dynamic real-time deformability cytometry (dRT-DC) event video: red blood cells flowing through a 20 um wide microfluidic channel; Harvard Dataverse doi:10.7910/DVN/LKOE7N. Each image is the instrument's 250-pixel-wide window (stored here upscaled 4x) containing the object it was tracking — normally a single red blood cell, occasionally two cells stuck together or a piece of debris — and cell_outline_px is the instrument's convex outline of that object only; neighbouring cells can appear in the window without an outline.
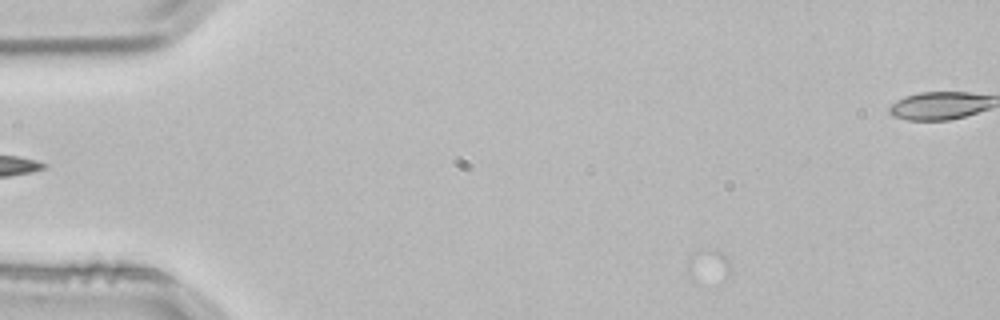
{"species": "common noctule bat (a hibernating species)", "species_latin": "Nyctalus noctula", "temperature_condition": "room temperature", "stored_images_in_passage": 5, "segment_of_instrument_passage": [2, 2], "camera_frame_rate_fps": 3000, "um_per_image_px": 0.085, "animal": {"sex": "male", "body_mass_g": 21.5, "forearm_length_mm": 52.0}, "frame": {"image": 1, "passage_image": 5, "time_ms": 1.333, "image_size_px": [1000, 320], "cell_outline_px": [[732, 264], [728, 276], [724, 280], [704, 288], [688, 280], [684, 272], [684, 264], [692, 252], [704, 248], [716, 248]], "centroid_in_image_um": [60.09, 22.72], "position_along_channel_um": 24.9, "area_um2": 10.0}}